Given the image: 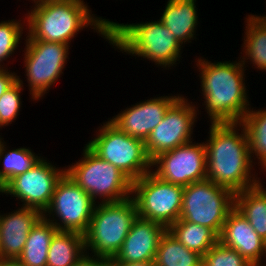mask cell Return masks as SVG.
I'll return each mask as SVG.
<instances>
[{"label":"cell","mask_w":266,"mask_h":266,"mask_svg":"<svg viewBox=\"0 0 266 266\" xmlns=\"http://www.w3.org/2000/svg\"><path fill=\"white\" fill-rule=\"evenodd\" d=\"M209 126L205 141L207 179L234 194L259 184L262 180L254 169L243 124L209 123Z\"/></svg>","instance_id":"cell-1"},{"label":"cell","mask_w":266,"mask_h":266,"mask_svg":"<svg viewBox=\"0 0 266 266\" xmlns=\"http://www.w3.org/2000/svg\"><path fill=\"white\" fill-rule=\"evenodd\" d=\"M201 96L207 118L211 123L242 122L245 114L253 107L246 86V72L242 62L214 61L197 57Z\"/></svg>","instance_id":"cell-2"},{"label":"cell","mask_w":266,"mask_h":266,"mask_svg":"<svg viewBox=\"0 0 266 266\" xmlns=\"http://www.w3.org/2000/svg\"><path fill=\"white\" fill-rule=\"evenodd\" d=\"M26 11V36L24 39L60 42L71 45L83 29L91 28L109 43V29L114 22L96 16L87 1L37 0ZM93 12V14H92Z\"/></svg>","instance_id":"cell-3"},{"label":"cell","mask_w":266,"mask_h":266,"mask_svg":"<svg viewBox=\"0 0 266 266\" xmlns=\"http://www.w3.org/2000/svg\"><path fill=\"white\" fill-rule=\"evenodd\" d=\"M109 44L124 55L141 57L157 67L173 70L178 62L184 45L158 19L151 22L118 23L109 29ZM143 58V59H142ZM178 61V62H177ZM176 65V66H175Z\"/></svg>","instance_id":"cell-4"},{"label":"cell","mask_w":266,"mask_h":266,"mask_svg":"<svg viewBox=\"0 0 266 266\" xmlns=\"http://www.w3.org/2000/svg\"><path fill=\"white\" fill-rule=\"evenodd\" d=\"M137 217V206L132 197L118 202L97 203L84 235L86 254L113 259Z\"/></svg>","instance_id":"cell-5"},{"label":"cell","mask_w":266,"mask_h":266,"mask_svg":"<svg viewBox=\"0 0 266 266\" xmlns=\"http://www.w3.org/2000/svg\"><path fill=\"white\" fill-rule=\"evenodd\" d=\"M82 152L83 157L68 165L66 173L96 204L131 197L132 181L126 175L101 159L86 144Z\"/></svg>","instance_id":"cell-6"},{"label":"cell","mask_w":266,"mask_h":266,"mask_svg":"<svg viewBox=\"0 0 266 266\" xmlns=\"http://www.w3.org/2000/svg\"><path fill=\"white\" fill-rule=\"evenodd\" d=\"M86 145L101 159L117 167L132 182L152 170L145 142L119 130L109 120L103 122Z\"/></svg>","instance_id":"cell-7"},{"label":"cell","mask_w":266,"mask_h":266,"mask_svg":"<svg viewBox=\"0 0 266 266\" xmlns=\"http://www.w3.org/2000/svg\"><path fill=\"white\" fill-rule=\"evenodd\" d=\"M25 40L23 62L29 98L42 100L63 74L71 45L60 42ZM48 91V92H47Z\"/></svg>","instance_id":"cell-8"},{"label":"cell","mask_w":266,"mask_h":266,"mask_svg":"<svg viewBox=\"0 0 266 266\" xmlns=\"http://www.w3.org/2000/svg\"><path fill=\"white\" fill-rule=\"evenodd\" d=\"M234 193L209 179L184 187L179 219L209 227L218 236L228 213L234 208Z\"/></svg>","instance_id":"cell-9"},{"label":"cell","mask_w":266,"mask_h":266,"mask_svg":"<svg viewBox=\"0 0 266 266\" xmlns=\"http://www.w3.org/2000/svg\"><path fill=\"white\" fill-rule=\"evenodd\" d=\"M184 187L166 182L152 171L132 182L138 217L168 229L181 215Z\"/></svg>","instance_id":"cell-10"},{"label":"cell","mask_w":266,"mask_h":266,"mask_svg":"<svg viewBox=\"0 0 266 266\" xmlns=\"http://www.w3.org/2000/svg\"><path fill=\"white\" fill-rule=\"evenodd\" d=\"M96 203L65 173L58 181L49 207L42 214L58 231L85 235Z\"/></svg>","instance_id":"cell-11"},{"label":"cell","mask_w":266,"mask_h":266,"mask_svg":"<svg viewBox=\"0 0 266 266\" xmlns=\"http://www.w3.org/2000/svg\"><path fill=\"white\" fill-rule=\"evenodd\" d=\"M65 173L66 165L56 167L42 156L25 173L12 178L1 189V194L16 197L14 200L20 201L17 202L19 206L34 208L43 214L51 203L56 184Z\"/></svg>","instance_id":"cell-12"},{"label":"cell","mask_w":266,"mask_h":266,"mask_svg":"<svg viewBox=\"0 0 266 266\" xmlns=\"http://www.w3.org/2000/svg\"><path fill=\"white\" fill-rule=\"evenodd\" d=\"M187 97L181 95L169 107L160 124L145 141L146 152L151 160L163 152L194 141L195 123L201 110L199 113L196 104Z\"/></svg>","instance_id":"cell-13"},{"label":"cell","mask_w":266,"mask_h":266,"mask_svg":"<svg viewBox=\"0 0 266 266\" xmlns=\"http://www.w3.org/2000/svg\"><path fill=\"white\" fill-rule=\"evenodd\" d=\"M195 142L159 154L152 160L151 171L160 179L183 187L207 179L205 142Z\"/></svg>","instance_id":"cell-14"},{"label":"cell","mask_w":266,"mask_h":266,"mask_svg":"<svg viewBox=\"0 0 266 266\" xmlns=\"http://www.w3.org/2000/svg\"><path fill=\"white\" fill-rule=\"evenodd\" d=\"M181 95L171 93L168 96H153V98L141 100L135 105L127 106L125 110H121L108 120L127 135L145 142L154 128L160 124L169 107Z\"/></svg>","instance_id":"cell-15"},{"label":"cell","mask_w":266,"mask_h":266,"mask_svg":"<svg viewBox=\"0 0 266 266\" xmlns=\"http://www.w3.org/2000/svg\"><path fill=\"white\" fill-rule=\"evenodd\" d=\"M218 241L238 251L254 266H266V241L235 207L228 213Z\"/></svg>","instance_id":"cell-16"},{"label":"cell","mask_w":266,"mask_h":266,"mask_svg":"<svg viewBox=\"0 0 266 266\" xmlns=\"http://www.w3.org/2000/svg\"><path fill=\"white\" fill-rule=\"evenodd\" d=\"M166 228L155 222L137 217L117 255L108 262L154 261L161 236Z\"/></svg>","instance_id":"cell-17"},{"label":"cell","mask_w":266,"mask_h":266,"mask_svg":"<svg viewBox=\"0 0 266 266\" xmlns=\"http://www.w3.org/2000/svg\"><path fill=\"white\" fill-rule=\"evenodd\" d=\"M42 216L39 210L23 206L1 214L0 259H18L28 234Z\"/></svg>","instance_id":"cell-18"},{"label":"cell","mask_w":266,"mask_h":266,"mask_svg":"<svg viewBox=\"0 0 266 266\" xmlns=\"http://www.w3.org/2000/svg\"><path fill=\"white\" fill-rule=\"evenodd\" d=\"M197 0H167L165 9L158 19L165 25L183 45L192 43L198 29V8Z\"/></svg>","instance_id":"cell-19"},{"label":"cell","mask_w":266,"mask_h":266,"mask_svg":"<svg viewBox=\"0 0 266 266\" xmlns=\"http://www.w3.org/2000/svg\"><path fill=\"white\" fill-rule=\"evenodd\" d=\"M244 22L245 34L240 52L243 56L240 55L239 60L246 70L250 65L257 71L266 72V15L246 14Z\"/></svg>","instance_id":"cell-20"},{"label":"cell","mask_w":266,"mask_h":266,"mask_svg":"<svg viewBox=\"0 0 266 266\" xmlns=\"http://www.w3.org/2000/svg\"><path fill=\"white\" fill-rule=\"evenodd\" d=\"M261 181L234 195V207L248 220L256 233L266 241V187Z\"/></svg>","instance_id":"cell-21"},{"label":"cell","mask_w":266,"mask_h":266,"mask_svg":"<svg viewBox=\"0 0 266 266\" xmlns=\"http://www.w3.org/2000/svg\"><path fill=\"white\" fill-rule=\"evenodd\" d=\"M57 228L43 216L32 227L18 260L25 266H46L48 249Z\"/></svg>","instance_id":"cell-22"},{"label":"cell","mask_w":266,"mask_h":266,"mask_svg":"<svg viewBox=\"0 0 266 266\" xmlns=\"http://www.w3.org/2000/svg\"><path fill=\"white\" fill-rule=\"evenodd\" d=\"M85 254L84 235L57 231L48 249L46 266H73Z\"/></svg>","instance_id":"cell-23"},{"label":"cell","mask_w":266,"mask_h":266,"mask_svg":"<svg viewBox=\"0 0 266 266\" xmlns=\"http://www.w3.org/2000/svg\"><path fill=\"white\" fill-rule=\"evenodd\" d=\"M6 144L3 139L0 141V190L12 178L29 170L42 157L29 147L11 148V150Z\"/></svg>","instance_id":"cell-24"},{"label":"cell","mask_w":266,"mask_h":266,"mask_svg":"<svg viewBox=\"0 0 266 266\" xmlns=\"http://www.w3.org/2000/svg\"><path fill=\"white\" fill-rule=\"evenodd\" d=\"M187 249L204 255L218 242V235L209 227L178 219L167 229Z\"/></svg>","instance_id":"cell-25"},{"label":"cell","mask_w":266,"mask_h":266,"mask_svg":"<svg viewBox=\"0 0 266 266\" xmlns=\"http://www.w3.org/2000/svg\"><path fill=\"white\" fill-rule=\"evenodd\" d=\"M263 108L259 107L257 110L251 108L241 123L247 131L251 160L264 174L266 170V109Z\"/></svg>","instance_id":"cell-26"},{"label":"cell","mask_w":266,"mask_h":266,"mask_svg":"<svg viewBox=\"0 0 266 266\" xmlns=\"http://www.w3.org/2000/svg\"><path fill=\"white\" fill-rule=\"evenodd\" d=\"M154 266H202V255L187 249L166 230L159 240Z\"/></svg>","instance_id":"cell-27"},{"label":"cell","mask_w":266,"mask_h":266,"mask_svg":"<svg viewBox=\"0 0 266 266\" xmlns=\"http://www.w3.org/2000/svg\"><path fill=\"white\" fill-rule=\"evenodd\" d=\"M24 19V20H23ZM23 19L3 20L0 22V69H7L9 66V58L14 56L23 35L26 36V17ZM25 26V27H24ZM24 33V34H23ZM8 61L5 64L4 61Z\"/></svg>","instance_id":"cell-28"},{"label":"cell","mask_w":266,"mask_h":266,"mask_svg":"<svg viewBox=\"0 0 266 266\" xmlns=\"http://www.w3.org/2000/svg\"><path fill=\"white\" fill-rule=\"evenodd\" d=\"M17 76V81L0 97V129L15 122L20 115L22 97L24 91L23 79Z\"/></svg>","instance_id":"cell-29"},{"label":"cell","mask_w":266,"mask_h":266,"mask_svg":"<svg viewBox=\"0 0 266 266\" xmlns=\"http://www.w3.org/2000/svg\"><path fill=\"white\" fill-rule=\"evenodd\" d=\"M202 266H254L238 251L222 245L219 241L203 256Z\"/></svg>","instance_id":"cell-30"},{"label":"cell","mask_w":266,"mask_h":266,"mask_svg":"<svg viewBox=\"0 0 266 266\" xmlns=\"http://www.w3.org/2000/svg\"><path fill=\"white\" fill-rule=\"evenodd\" d=\"M10 69H0V97L17 81V73Z\"/></svg>","instance_id":"cell-31"},{"label":"cell","mask_w":266,"mask_h":266,"mask_svg":"<svg viewBox=\"0 0 266 266\" xmlns=\"http://www.w3.org/2000/svg\"><path fill=\"white\" fill-rule=\"evenodd\" d=\"M73 266H108V260L91 257L85 254L76 264Z\"/></svg>","instance_id":"cell-32"},{"label":"cell","mask_w":266,"mask_h":266,"mask_svg":"<svg viewBox=\"0 0 266 266\" xmlns=\"http://www.w3.org/2000/svg\"><path fill=\"white\" fill-rule=\"evenodd\" d=\"M108 266H154V261L143 262H108Z\"/></svg>","instance_id":"cell-33"},{"label":"cell","mask_w":266,"mask_h":266,"mask_svg":"<svg viewBox=\"0 0 266 266\" xmlns=\"http://www.w3.org/2000/svg\"><path fill=\"white\" fill-rule=\"evenodd\" d=\"M0 266H25L18 259H0Z\"/></svg>","instance_id":"cell-34"}]
</instances>
